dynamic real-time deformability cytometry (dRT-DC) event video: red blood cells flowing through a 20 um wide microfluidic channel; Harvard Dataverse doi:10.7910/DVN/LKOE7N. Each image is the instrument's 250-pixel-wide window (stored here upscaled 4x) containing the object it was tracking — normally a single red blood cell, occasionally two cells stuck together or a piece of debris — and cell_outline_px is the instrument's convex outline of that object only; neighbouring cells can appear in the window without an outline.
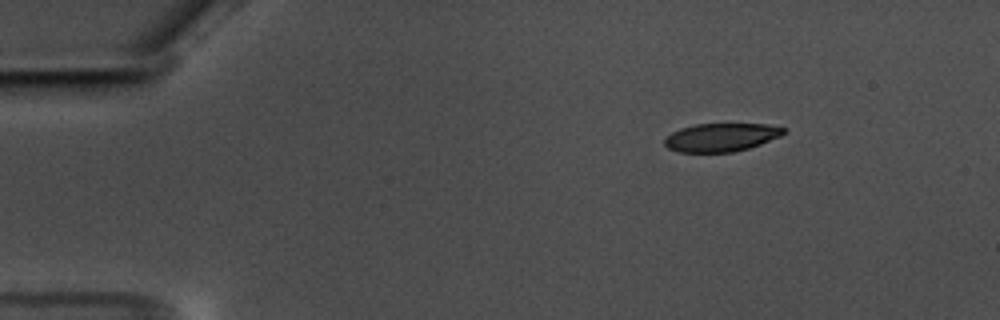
{"species": "common noctule bat (a hibernating species)", "species_latin": "Nyctalus noctula", "temperature_condition": "warm", "stored_images_in_passage": 58, "camera_frame_rate_fps": 3000, "um_per_image_px": 0.085, "animal": {"sex": "male", "body_mass_g": 17.5, "forearm_length_mm": 52.3}, "frame": {"image": 1, "passage_image": 9, "time_ms": 2.667, "image_size_px": [1000, 320], "cell_outline_px": [[788, 128], [780, 136], [760, 144], [748, 148], [732, 152], [680, 152], [668, 148], [664, 144], [664, 140], [672, 132], [680, 128], [696, 124], [768, 124]], "centroid_in_image_um": [61.3, 11.67], "position_along_channel_um": 23.7, "area_um2": 19.54}}
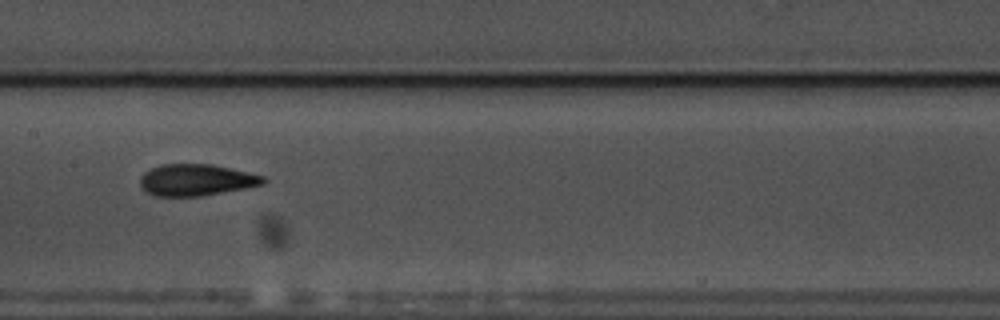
{"frame": {"image": 2, "passage_image": 30, "time_ms": 9.667, "image_size_px": [1000, 320], "cell_outline_px": [[268, 180], [264, 184], [244, 188], [200, 196], [152, 196], [140, 188], [140, 176], [144, 172], [160, 164], [212, 164], [264, 176]], "centroid_in_image_um": [16.64, 15.3], "position_along_channel_um": 190.8, "area_um2": 22.72}}
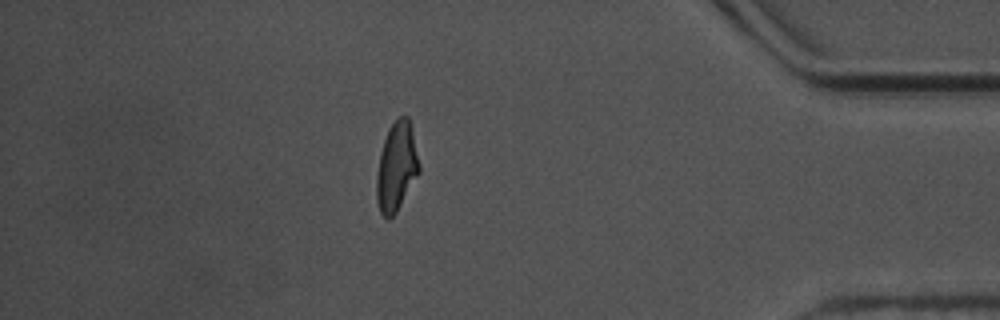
{"frame": {"image": 3, "passage_image": 51, "time_ms": 16.667, "image_size_px": [1000, 320], "cell_outline_px": [[420, 172], [396, 212], [388, 220], [380, 212], [376, 200], [376, 176], [380, 152], [388, 128], [400, 116], [408, 116], [412, 128], [420, 164]], "centroid_in_image_um": [33.7, 14.18], "position_along_channel_um": 401.5, "area_um2": 22.14}, "authors_computed_cell_mechanics": {"area_um2": 21.8484, "velocity_mm_per_s": 3.5497, "shape_relaxation_time_tau1_ms": 4.6619, "shape_relaxation_time_tau2_ms": 1.4995, "deformation_change_tau1": 0.1899, "deformation_change_tau2": 0.096}}